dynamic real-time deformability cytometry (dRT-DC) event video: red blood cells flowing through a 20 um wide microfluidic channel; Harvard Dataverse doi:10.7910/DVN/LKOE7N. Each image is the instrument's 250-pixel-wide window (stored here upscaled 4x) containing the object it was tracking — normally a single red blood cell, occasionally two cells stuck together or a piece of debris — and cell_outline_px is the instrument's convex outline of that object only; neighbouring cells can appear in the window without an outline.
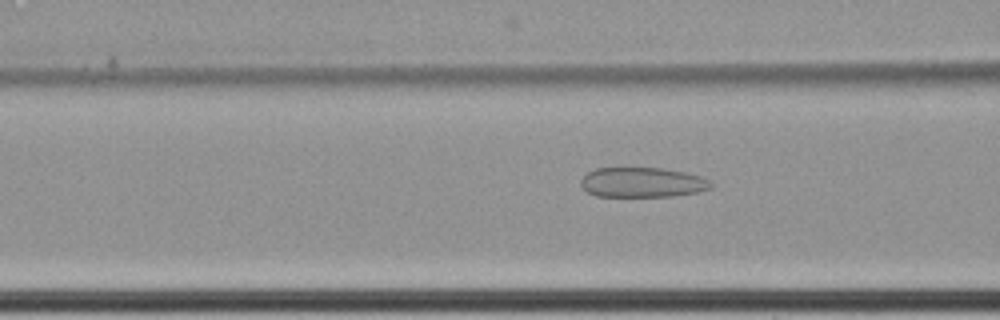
{"species": "common noctule bat (a hibernating species)", "species_latin": "Nyctalus noctula", "temperature_condition": "cold", "stored_images_in_passage": 62, "camera_frame_rate_fps": 3000, "um_per_image_px": 0.085, "animal": {"sex": "female", "body_mass_g": 22.7, "forearm_length_mm": 54.2}, "frame": {"image": 1, "passage_image": 27, "time_ms": 8.667, "image_size_px": [1000, 320], "cell_outline_px": [[712, 188], [696, 192], [672, 196], [596, 196], [588, 192], [580, 184], [580, 180], [588, 172], [596, 168], [660, 168], [684, 172], [700, 176], [708, 180], [712, 184]], "centroid_in_image_um": [54.58, 15.5], "position_along_channel_um": 112.0, "area_um2": 22.48}}
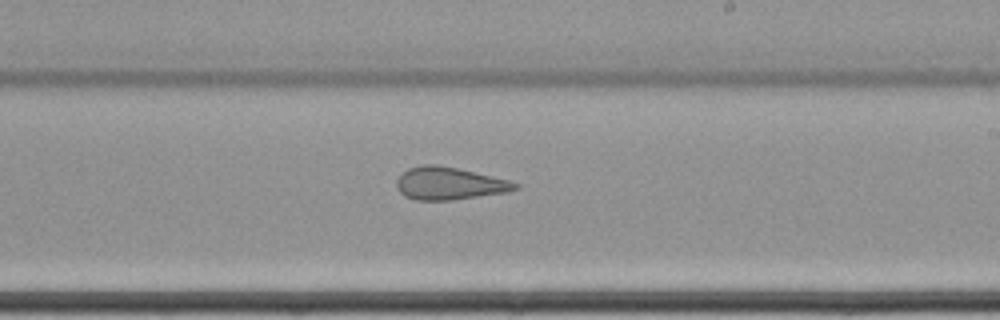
{"frame": {"image": 2, "passage_image": 39, "time_ms": 12.667, "image_size_px": [1000, 320], "cell_outline_px": [[520, 188], [508, 192], [452, 200], [416, 200], [404, 196], [396, 188], [396, 180], [408, 168], [424, 164], [436, 164], [456, 168], [508, 180], [520, 184]], "centroid_in_image_um": [38.18, 15.6], "position_along_channel_um": 250.8, "area_um2": 22.43}}
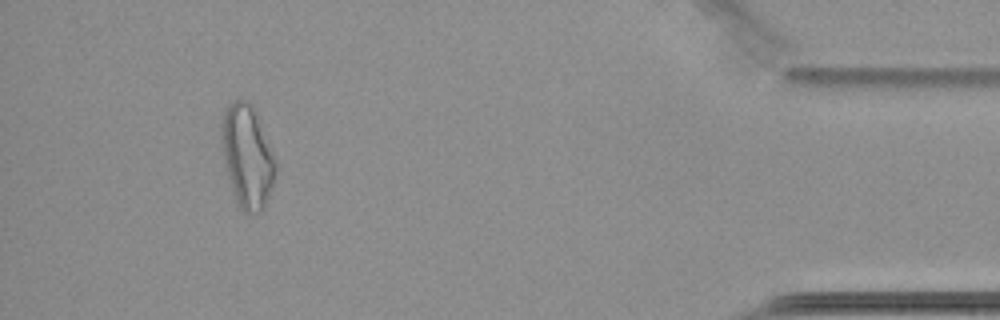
{"frame": {"image": 3, "passage_image": 58, "time_ms": 19.0, "image_size_px": [1000, 320], "cell_outline_px": [[276, 180], [264, 208], [260, 212], [248, 216], [240, 208], [236, 200], [228, 176], [224, 160], [220, 136], [220, 124], [224, 112], [232, 100], [248, 100], [256, 108], [276, 160]], "centroid_in_image_um": [21.04, 13.28], "position_along_channel_um": 414.2, "area_um2": 33.12}, "authors_computed_cell_mechanics": {"area_um2": 28.8422, "velocity_mm_per_s": 3.4687, "shape_relaxation_time_tau1_ms": null, "shape_relaxation_time_tau2_ms": 3.3445, "deformation_change_tau1": null, "deformation_change_tau2": 0.131}}